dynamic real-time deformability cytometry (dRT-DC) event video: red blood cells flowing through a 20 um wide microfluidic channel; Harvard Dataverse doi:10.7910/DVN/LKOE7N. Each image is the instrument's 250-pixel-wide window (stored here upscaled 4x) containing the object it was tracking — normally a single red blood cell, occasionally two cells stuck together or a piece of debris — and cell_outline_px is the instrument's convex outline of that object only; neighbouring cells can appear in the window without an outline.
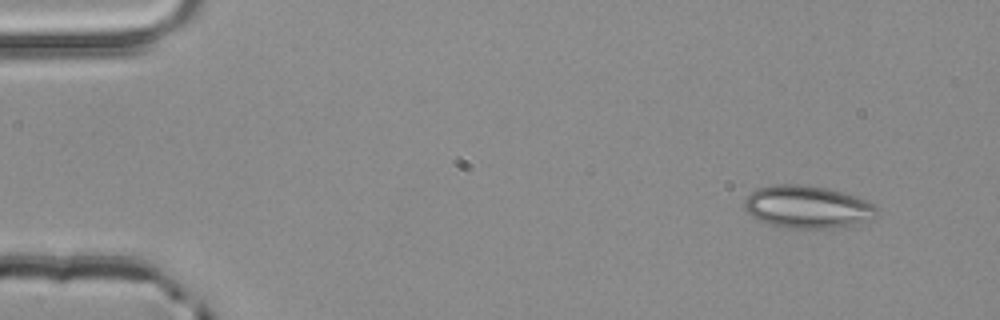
{"species": "common noctule bat (a hibernating species)", "species_latin": "Nyctalus noctula", "temperature_condition": "room temperature", "stored_images_in_passage": 3, "camera_frame_rate_fps": 3000, "um_per_image_px": 0.085, "animal": {"sex": "male", "body_mass_g": 20.4}, "frame": {"image": 1, "passage_image": 1, "time_ms": 0.0, "image_size_px": [1000, 320], "cell_outline_px": [[876, 216], [868, 220], [856, 224], [828, 228], [784, 228], [760, 220], [752, 216], [744, 208], [744, 200], [756, 188], [776, 184], [804, 184], [828, 188], [876, 204]], "centroid_in_image_um": [68.61, 17.58], "position_along_channel_um": 16.4, "area_um2": 32.6}}